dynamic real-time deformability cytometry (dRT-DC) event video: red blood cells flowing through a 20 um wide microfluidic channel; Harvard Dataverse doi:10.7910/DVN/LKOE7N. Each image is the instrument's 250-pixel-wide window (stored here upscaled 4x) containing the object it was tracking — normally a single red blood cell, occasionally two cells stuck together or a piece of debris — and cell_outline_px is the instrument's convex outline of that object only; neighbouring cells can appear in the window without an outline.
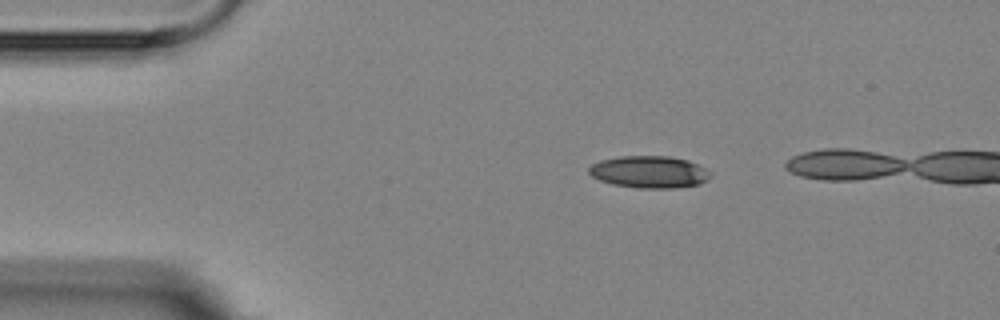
{"species": "Egyptian fruit bat (a non-hibernating species)", "species_latin": "Rousettus aegyptiacus", "temperature_condition": "room temperature", "stored_images_in_passage": 3, "camera_frame_rate_fps": 3000, "um_per_image_px": 0.085, "animal": {"sex": "female"}, "frame": {"image": 1, "passage_image": 1, "time_ms": 0.0, "image_size_px": [1000, 320], "cell_outline_px": [[712, 176], [708, 180], [700, 184], [672, 188], [636, 188], [612, 184], [600, 180], [592, 176], [588, 172], [588, 168], [592, 164], [600, 160], [620, 156], [668, 156], [688, 160], [712, 172]], "centroid_in_image_um": [55.2, 14.62], "position_along_channel_um": 29.8, "area_um2": 22.83}}